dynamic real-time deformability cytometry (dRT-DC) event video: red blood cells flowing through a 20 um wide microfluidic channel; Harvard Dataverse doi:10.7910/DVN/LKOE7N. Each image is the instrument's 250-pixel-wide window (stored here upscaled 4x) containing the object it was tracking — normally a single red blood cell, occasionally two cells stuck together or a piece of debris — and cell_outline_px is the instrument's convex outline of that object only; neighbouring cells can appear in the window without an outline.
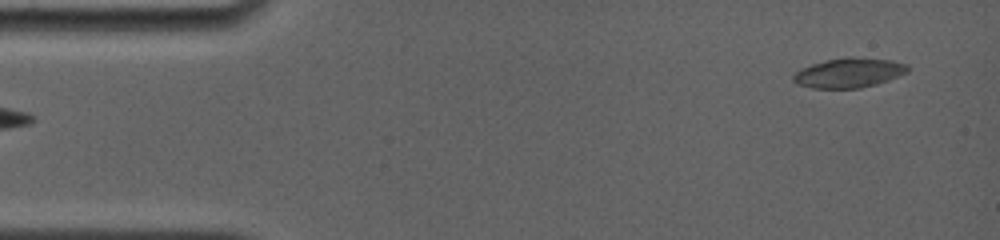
{"species": "common noctule bat (a hibernating species)", "species_latin": "Nyctalus noctula", "temperature_condition": "room temperature", "stored_images_in_passage": 34, "camera_frame_rate_fps": 4000, "um_per_image_px": 0.085, "animal": {"sex": "female", "body_mass_g": 19.0, "forearm_length_mm": 56.7}, "frame": {"image": 1, "passage_image": 1, "time_ms": 0.0, "image_size_px": [1000, 240], "cell_outline_px": [[908, 72], [888, 80], [876, 84], [860, 88], [812, 88], [796, 84], [792, 80], [792, 76], [800, 68], [812, 64], [828, 60], [848, 56], [852, 56], [892, 60], [908, 64]], "centroid_in_image_um": [72.15, 6.18], "position_along_channel_um": 12.8, "area_um2": 19.88}}
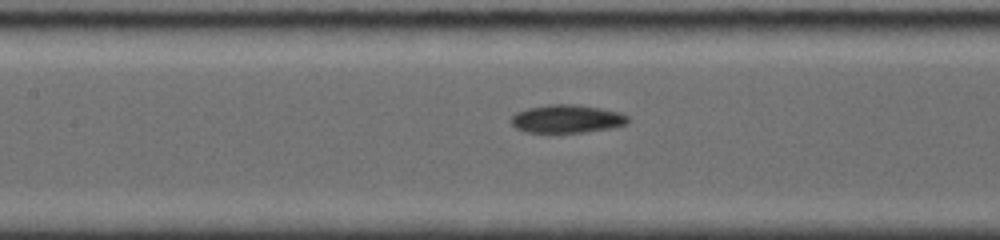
{"frame": {"image": 2, "passage_image": 19, "time_ms": 6.5, "image_size_px": [1000, 240], "cell_outline_px": [[628, 124], [612, 128], [584, 132], [528, 132], [516, 128], [508, 120], [516, 112], [528, 108], [548, 104], [572, 104], [600, 108], [620, 112], [628, 116]], "centroid_in_image_um": [48.18, 10.1], "position_along_channel_um": 159.2, "area_um2": 19.19}}
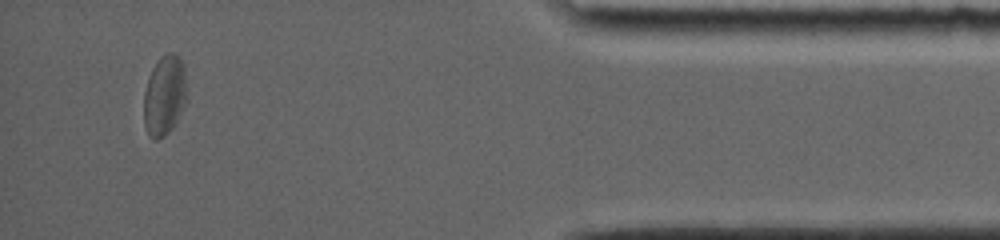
{"frame": {"image": 3, "passage_image": 33, "time_ms": 14.5, "image_size_px": [1000, 240], "cell_outline_px": [[188, 100], [172, 128], [164, 136], [156, 140], [152, 140], [148, 136], [144, 124], [144, 92], [148, 76], [152, 68], [160, 56], [168, 52], [172, 52], [180, 56], [184, 68], [188, 96]], "centroid_in_image_um": [13.99, 8.1], "position_along_channel_um": 421.2, "area_um2": 20.58}, "authors_computed_cell_mechanics": {"area_um2": 19.4786, "velocity_mm_per_s": 3.7702, "shape_relaxation_time_tau1_ms": 4.4937, "shape_relaxation_time_tau2_ms": 6.3055, "deformation_change_tau1": 0.1097, "deformation_change_tau2": 0.1347}}